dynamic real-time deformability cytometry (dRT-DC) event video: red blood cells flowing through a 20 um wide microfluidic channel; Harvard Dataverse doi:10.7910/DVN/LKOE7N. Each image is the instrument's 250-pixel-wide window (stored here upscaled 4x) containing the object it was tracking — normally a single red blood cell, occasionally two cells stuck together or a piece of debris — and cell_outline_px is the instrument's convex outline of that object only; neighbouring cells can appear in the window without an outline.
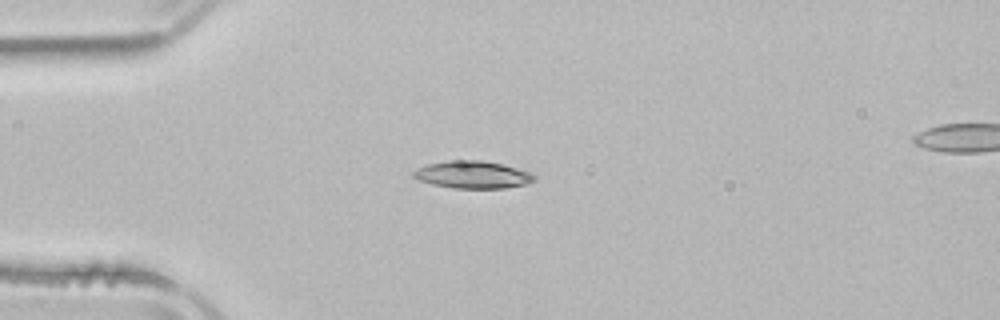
{"species": "common noctule bat (a hibernating species)", "species_latin": "Nyctalus noctula", "temperature_condition": "room temperature", "stored_images_in_passage": 2, "camera_frame_rate_fps": 3000, "um_per_image_px": 0.085, "animal": {"sex": "male", "body_mass_g": 21.5, "forearm_length_mm": 52.0}, "frame": {"image": 1, "passage_image": 1, "time_ms": 0.0, "image_size_px": [1000, 320], "cell_outline_px": [[536, 180], [524, 184], [504, 188], [452, 188], [432, 184], [420, 180], [412, 176], [412, 172], [416, 168], [428, 164], [452, 160], [480, 160], [500, 164], [528, 172], [536, 176]], "centroid_in_image_um": [40.13, 14.85], "position_along_channel_um": 44.9, "area_um2": 19.02}}